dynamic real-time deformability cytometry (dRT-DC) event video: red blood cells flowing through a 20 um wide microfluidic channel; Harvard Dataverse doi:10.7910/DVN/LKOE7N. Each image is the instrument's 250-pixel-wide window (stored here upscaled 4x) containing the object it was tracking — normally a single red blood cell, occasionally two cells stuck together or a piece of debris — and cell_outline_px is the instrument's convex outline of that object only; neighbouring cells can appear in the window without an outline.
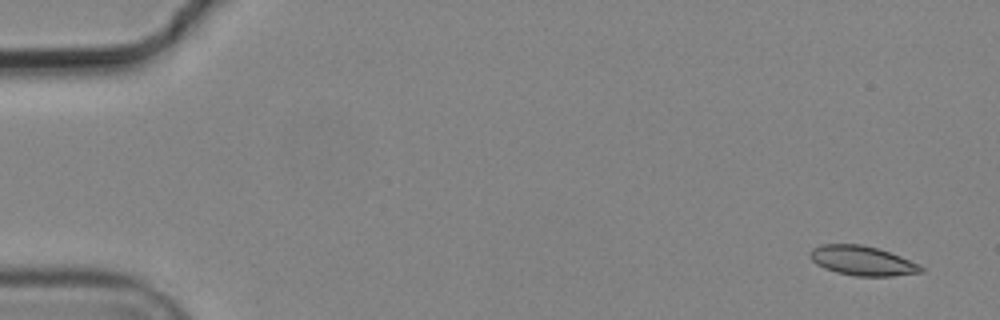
{"species": "common noctule bat (a hibernating species)", "species_latin": "Nyctalus noctula", "temperature_condition": "cold", "stored_images_in_passage": 6, "segment_of_instrument_passage": [1, 2], "camera_frame_rate_fps": 3000, "um_per_image_px": 0.085, "animal": {"sex": "male", "body_mass_g": 19.2, "forearm_length_mm": 51.8}, "frame": {"image": 1, "passage_image": 1, "time_ms": 0.0, "image_size_px": [1000, 320], "cell_outline_px": [[924, 272], [892, 276], [856, 276], [836, 272], [824, 268], [816, 264], [808, 256], [808, 252], [812, 248], [820, 244], [860, 244], [876, 248], [900, 256], [920, 264], [924, 268]], "centroid_in_image_um": [73.27, 22.16], "position_along_channel_um": 11.7, "area_um2": 19.19}}